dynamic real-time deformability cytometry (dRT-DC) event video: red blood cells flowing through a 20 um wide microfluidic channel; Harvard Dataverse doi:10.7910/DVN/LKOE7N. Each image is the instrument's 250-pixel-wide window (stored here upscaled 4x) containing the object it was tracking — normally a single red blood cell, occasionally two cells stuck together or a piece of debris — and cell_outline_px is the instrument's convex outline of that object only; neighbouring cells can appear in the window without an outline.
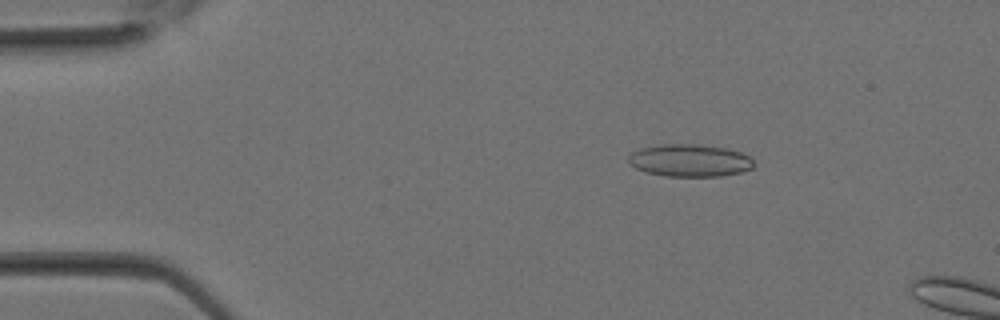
{"species": "Egyptian fruit bat (a non-hibernating species)", "species_latin": "Rousettus aegyptiacus", "temperature_condition": "room temperature", "stored_images_in_passage": 6, "camera_frame_rate_fps": 3000, "um_per_image_px": 0.085, "animal": {"sex": "female"}, "frame": {"image": 1, "passage_image": 4, "time_ms": 1.0, "image_size_px": [1000, 320], "cell_outline_px": [[752, 168], [740, 172], [720, 176], [664, 176], [648, 172], [636, 168], [628, 164], [628, 156], [632, 152], [640, 148], [664, 144], [696, 144], [724, 148], [740, 152], [748, 156], [752, 160]], "centroid_in_image_um": [58.58, 13.64], "position_along_channel_um": 26.4, "area_um2": 23.47}}